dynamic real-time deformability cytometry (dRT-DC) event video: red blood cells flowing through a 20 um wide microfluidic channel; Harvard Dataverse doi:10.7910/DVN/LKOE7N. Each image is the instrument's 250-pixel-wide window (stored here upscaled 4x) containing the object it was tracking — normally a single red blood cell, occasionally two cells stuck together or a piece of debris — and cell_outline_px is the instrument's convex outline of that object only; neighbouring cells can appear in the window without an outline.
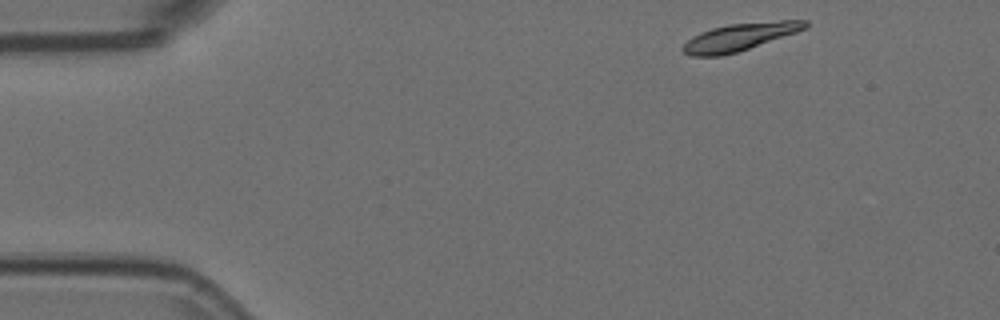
{"species": "Egyptian fruit bat (a non-hibernating species)", "species_latin": "Rousettus aegyptiacus", "temperature_condition": "room temperature", "stored_images_in_passage": 3, "camera_frame_rate_fps": 3000, "um_per_image_px": 0.085, "animal": {"sex": "female"}, "frame": {"image": 1, "passage_image": 1, "time_ms": 0.0, "image_size_px": [1000, 320], "cell_outline_px": [[808, 28], [736, 52], [720, 56], [692, 56], [684, 52], [680, 48], [692, 36], [700, 32], [712, 28], [728, 24], [780, 20], [808, 20]], "centroid_in_image_um": [62.86, 3.13], "position_along_channel_um": 22.1, "area_um2": 19.42}}